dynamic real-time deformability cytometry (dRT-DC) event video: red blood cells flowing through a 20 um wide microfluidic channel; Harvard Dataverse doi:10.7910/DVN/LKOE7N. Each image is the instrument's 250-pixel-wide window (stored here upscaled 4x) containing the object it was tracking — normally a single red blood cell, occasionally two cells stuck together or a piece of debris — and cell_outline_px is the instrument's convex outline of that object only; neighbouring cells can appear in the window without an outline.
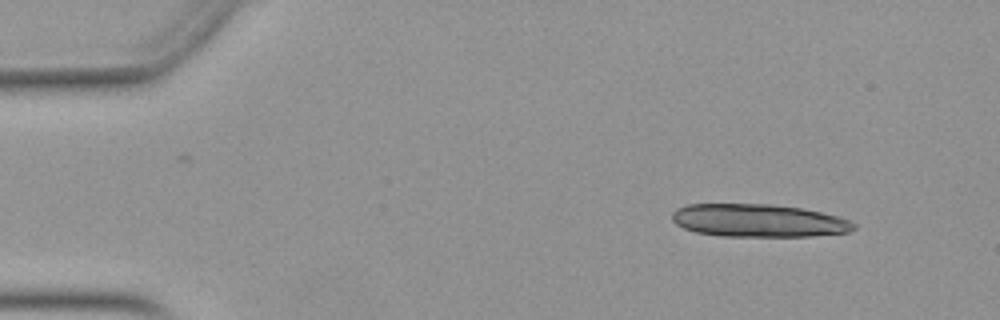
{"species": "Egyptian fruit bat (a non-hibernating species)", "species_latin": "Rousettus aegyptiacus", "temperature_condition": "warm", "stored_images_in_passage": 23, "camera_frame_rate_fps": 3000, "um_per_image_px": 0.085, "animal": {"sex": "female"}, "frame": {"image": 1, "passage_image": 4, "time_ms": 1.0, "image_size_px": [1000, 320], "cell_outline_px": [[856, 228], [848, 232], [812, 236], [720, 236], [696, 232], [684, 228], [676, 224], [672, 220], [672, 212], [676, 208], [688, 204], [772, 204], [804, 208], [840, 216], [856, 224]], "centroid_in_image_um": [64.48, 18.74], "position_along_channel_um": 20.5, "area_um2": 35.08}}